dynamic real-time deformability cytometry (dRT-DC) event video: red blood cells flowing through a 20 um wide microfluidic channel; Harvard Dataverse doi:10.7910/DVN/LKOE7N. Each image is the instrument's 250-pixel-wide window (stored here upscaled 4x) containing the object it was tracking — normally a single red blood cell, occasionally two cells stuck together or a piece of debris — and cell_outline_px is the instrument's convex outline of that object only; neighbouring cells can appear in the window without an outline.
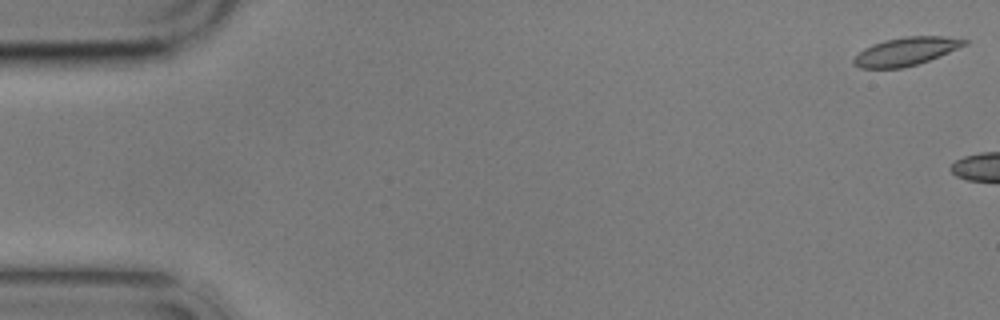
{"species": "common noctule bat (a hibernating species)", "species_latin": "Nyctalus noctula", "temperature_condition": "cold", "stored_images_in_passage": 2, "camera_frame_rate_fps": 3000, "um_per_image_px": 0.085, "animal": {"sex": "male", "body_mass_g": 17.9}, "frame": {"image": 1, "passage_image": 1, "time_ms": 0.0, "image_size_px": [1000, 320], "cell_outline_px": [[968, 44], [940, 56], [904, 68], [860, 68], [852, 64], [852, 60], [864, 48], [872, 44], [884, 40], [904, 36], [944, 36], [968, 40]], "centroid_in_image_um": [77.0, 4.36], "position_along_channel_um": 8.0, "area_um2": 18.21}}